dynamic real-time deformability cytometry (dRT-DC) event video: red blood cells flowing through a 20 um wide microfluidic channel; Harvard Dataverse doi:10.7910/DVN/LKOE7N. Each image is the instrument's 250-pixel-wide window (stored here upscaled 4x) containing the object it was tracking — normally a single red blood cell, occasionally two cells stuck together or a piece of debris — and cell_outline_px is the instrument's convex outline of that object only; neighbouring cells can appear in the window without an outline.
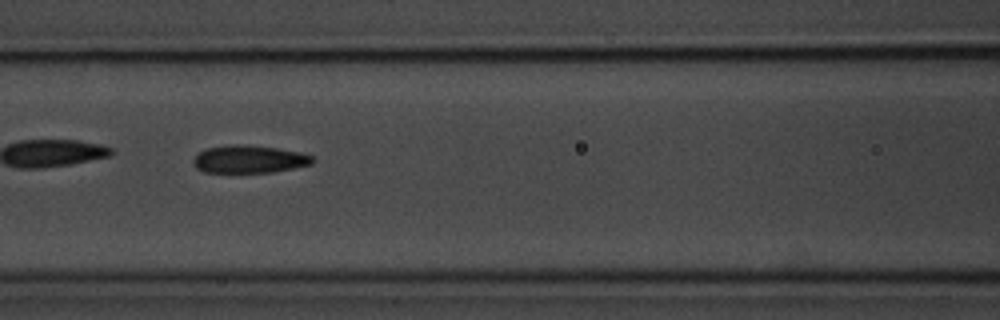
{"species": "common noctule bat (a hibernating species)", "species_latin": "Nyctalus noctula", "temperature_condition": "room temperature", "stored_images_in_passage": 12, "camera_frame_rate_fps": 3000, "um_per_image_px": 0.085, "animal": {"sex": "male", "body_mass_g": 20.1, "forearm_length_mm": 53.5}, "frame": {"image": 1, "passage_image": 7, "time_ms": 7.667, "image_size_px": [1000, 320], "cell_outline_px": [[312, 164], [272, 172], [204, 172], [196, 168], [192, 164], [192, 160], [200, 152], [208, 148], [232, 144], [236, 144], [276, 148], [300, 152], [312, 156]], "centroid_in_image_um": [21.14, 13.54], "position_along_channel_um": 145.5, "area_um2": 18.96}}
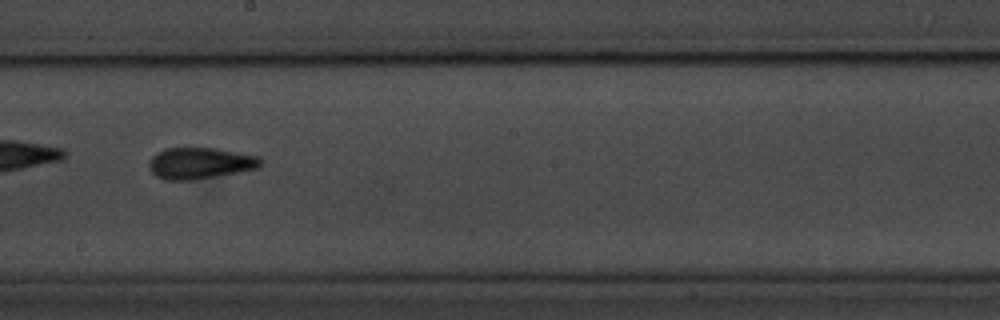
{"frame": {"image": 2, "passage_image": 9, "time_ms": 10.0, "image_size_px": [1000, 320], "cell_outline_px": [[260, 164], [256, 168], [236, 172], [192, 180], [164, 180], [156, 176], [152, 172], [148, 164], [152, 156], [156, 152], [164, 148], [216, 148], [260, 156]], "centroid_in_image_um": [16.95, 13.86], "position_along_channel_um": 231.2, "area_um2": 20.23}}